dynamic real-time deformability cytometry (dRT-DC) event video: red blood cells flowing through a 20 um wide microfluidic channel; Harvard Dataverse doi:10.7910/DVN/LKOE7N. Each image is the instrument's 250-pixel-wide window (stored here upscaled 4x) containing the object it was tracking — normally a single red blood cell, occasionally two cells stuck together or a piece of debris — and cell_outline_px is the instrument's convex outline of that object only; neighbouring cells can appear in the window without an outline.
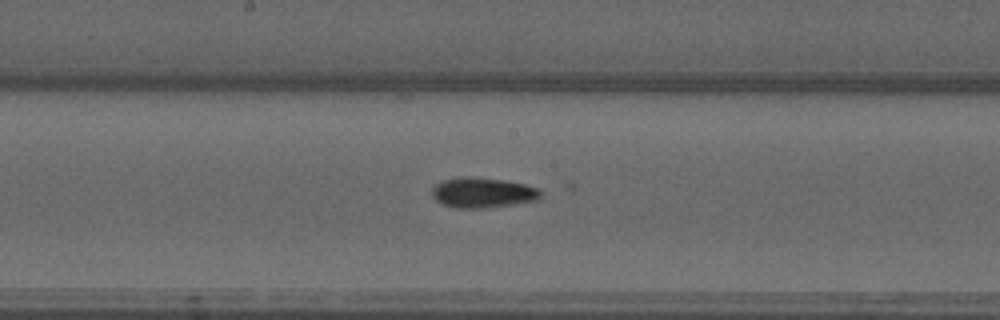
{"species": "common noctule bat (a hibernating species)", "species_latin": "Nyctalus noctula", "temperature_condition": "warm", "stored_images_in_passage": 39, "camera_frame_rate_fps": 3000, "um_per_image_px": 0.085, "animal": {"sex": "male", "forearm_length_mm": 52.5}, "frame": {"image": 1, "passage_image": 12, "time_ms": 3.667, "image_size_px": [1000, 320], "cell_outline_px": [[540, 196], [536, 200], [512, 204], [484, 208], [456, 208], [444, 204], [436, 200], [432, 196], [432, 188], [436, 184], [444, 180], [464, 176], [472, 176], [504, 180], [524, 184], [540, 188]], "centroid_in_image_um": [41.01, 16.36], "position_along_channel_um": 207.2, "area_um2": 19.02}}
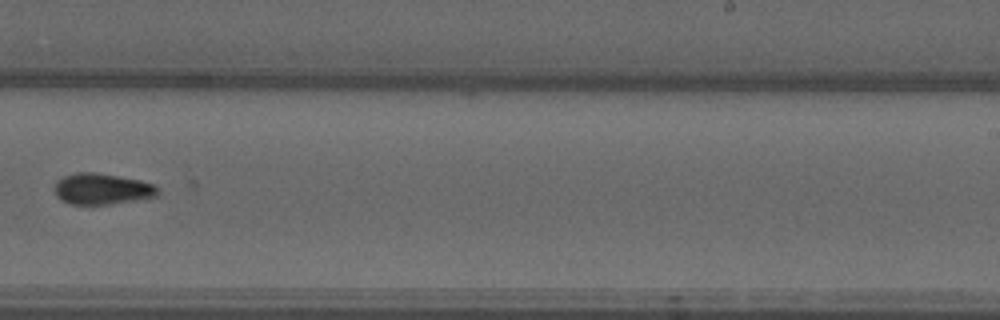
{"frame": {"image": 2, "passage_image": 18, "time_ms": 5.667, "image_size_px": [1000, 320], "cell_outline_px": [[160, 192], [156, 196], [108, 204], [68, 204], [60, 200], [56, 196], [52, 188], [56, 180], [64, 176], [76, 172], [96, 172], [140, 180], [156, 184], [160, 188]], "centroid_in_image_um": [8.63, 16.05], "position_along_channel_um": 280.4, "area_um2": 18.96}}
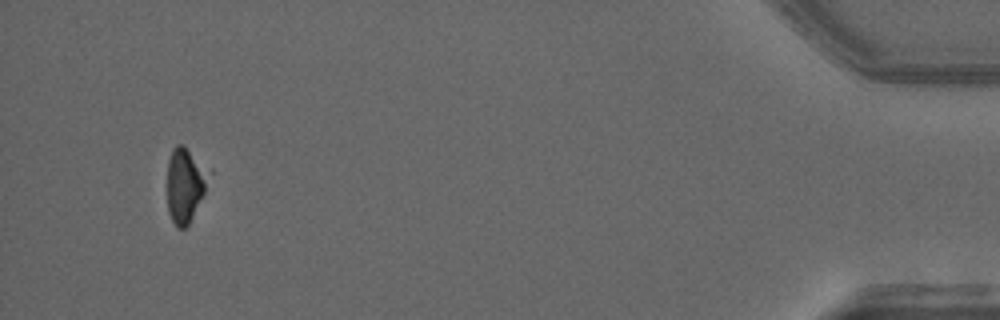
{"frame": {"image": 3, "passage_image": 36, "time_ms": 11.667, "image_size_px": [1000, 320], "cell_outline_px": [[212, 172], [204, 192], [188, 224], [184, 228], [176, 228], [168, 212], [168, 160], [172, 148], [176, 144], [184, 144], [212, 168]], "centroid_in_image_um": [15.77, 15.61], "position_along_channel_um": 419.4, "area_um2": 18.44}}